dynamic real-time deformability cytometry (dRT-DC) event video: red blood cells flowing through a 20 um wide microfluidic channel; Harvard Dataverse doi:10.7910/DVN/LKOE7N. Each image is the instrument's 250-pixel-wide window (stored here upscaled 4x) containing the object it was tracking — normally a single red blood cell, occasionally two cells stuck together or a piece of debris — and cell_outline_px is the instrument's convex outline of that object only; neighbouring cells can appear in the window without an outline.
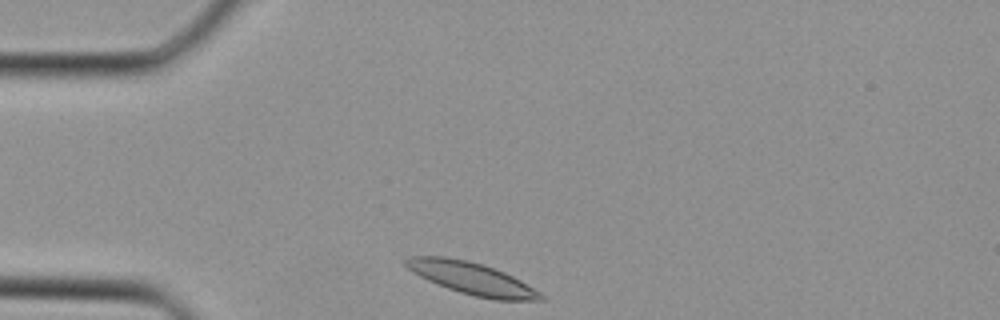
{"species": "Egyptian fruit bat (a non-hibernating species)", "species_latin": "Rousettus aegyptiacus", "temperature_condition": "cold", "stored_images_in_passage": 29, "camera_frame_rate_fps": 3000, "um_per_image_px": 0.085, "animal": {"sex": "female"}, "frame": {"image": 1, "passage_image": 1, "time_ms": 0.0, "image_size_px": [1000, 320], "cell_outline_px": [[544, 300], [496, 300], [476, 296], [460, 292], [436, 284], [412, 272], [404, 264], [404, 260], [408, 256], [444, 256], [468, 260], [484, 264], [504, 272], [520, 280], [540, 292], [544, 296]], "centroid_in_image_um": [40.08, 23.65], "position_along_channel_um": 44.9, "area_um2": 25.2}}
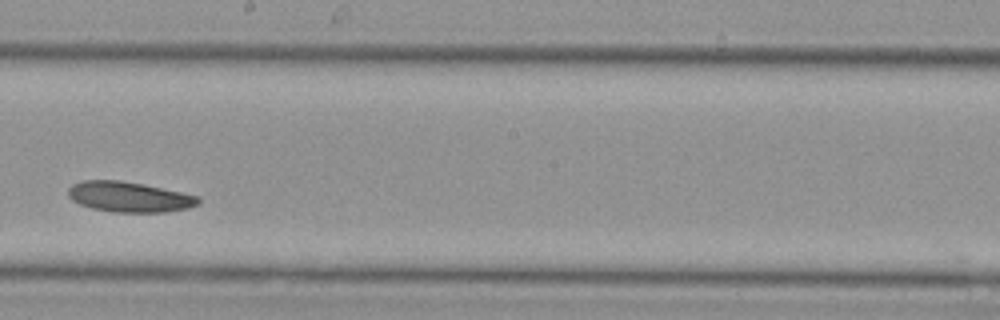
{"frame": {"image": 2, "passage_image": 13, "time_ms": 4.0, "image_size_px": [1000, 320], "cell_outline_px": [[200, 204], [188, 208], [164, 212], [116, 212], [92, 208], [80, 204], [72, 200], [68, 196], [68, 188], [72, 184], [84, 180], [120, 180], [200, 196]], "centroid_in_image_um": [10.97, 16.74], "position_along_channel_um": 237.2, "area_um2": 22.83}}
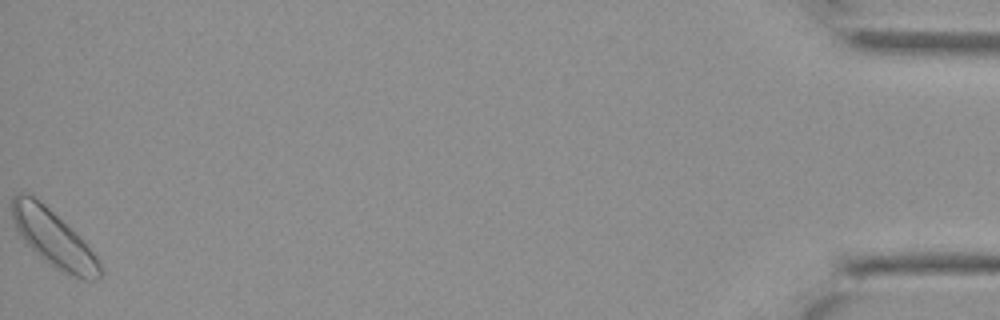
{"frame": {"image": 3, "passage_image": 29, "time_ms": 9.333, "image_size_px": [1000, 320], "cell_outline_px": [[104, 272], [96, 280], [84, 280], [72, 276], [64, 272], [44, 260], [20, 236], [12, 220], [12, 196], [16, 192], [24, 192], [32, 196], [44, 204], [96, 256]], "centroid_in_image_um": [4.51, 20.28], "position_along_channel_um": 430.7, "area_um2": 27.86}}